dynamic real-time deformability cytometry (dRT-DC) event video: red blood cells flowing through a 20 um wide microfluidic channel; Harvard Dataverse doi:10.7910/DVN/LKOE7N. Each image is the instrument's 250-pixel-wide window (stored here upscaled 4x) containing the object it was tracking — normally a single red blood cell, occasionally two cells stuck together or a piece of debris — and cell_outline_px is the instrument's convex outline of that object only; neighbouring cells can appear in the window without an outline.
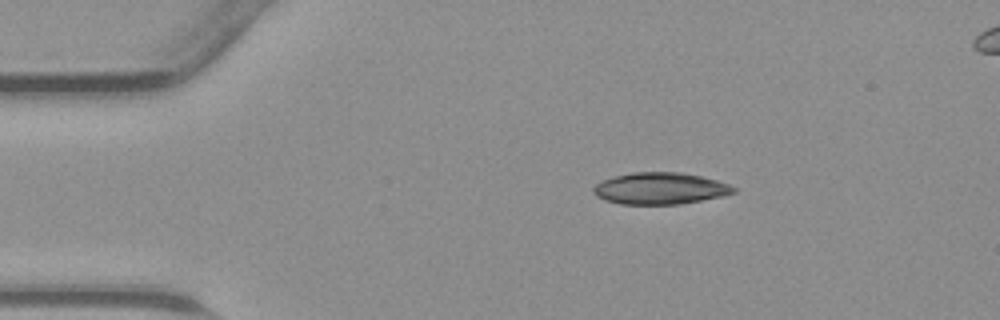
{"species": "common noctule bat (a hibernating species)", "species_latin": "Nyctalus noctula", "temperature_condition": "warm", "stored_images_in_passage": 39, "camera_frame_rate_fps": 3000, "um_per_image_px": 0.085, "animal": {"sex": "male", "body_mass_g": 23.1, "forearm_length_mm": 52.7}, "frame": {"image": 1, "passage_image": 1, "time_ms": 0.0, "image_size_px": [1000, 320], "cell_outline_px": [[736, 192], [720, 196], [680, 204], [620, 204], [604, 200], [596, 196], [592, 192], [592, 188], [600, 180], [632, 172], [680, 172], [700, 176], [716, 180], [728, 184], [736, 188]], "centroid_in_image_um": [56.05, 16.01], "position_along_channel_um": 28.9, "area_um2": 25.84}}
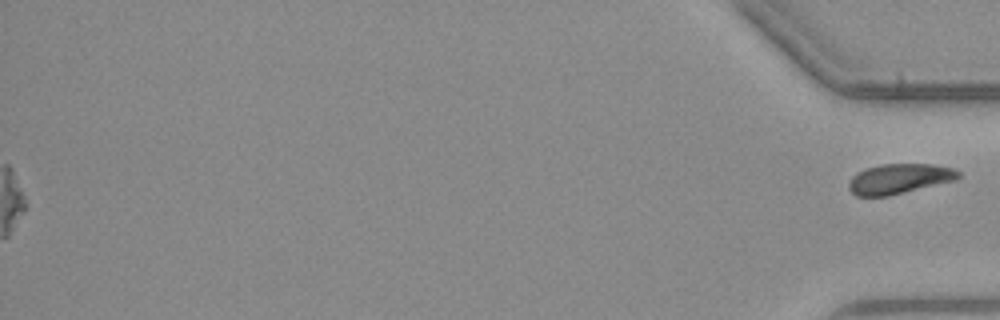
{"frame": {"image": 2, "passage_image": 39, "time_ms": 12.667, "image_size_px": [1000, 320], "cell_outline_px": [[960, 176], [956, 180], [888, 196], [856, 196], [848, 188], [848, 184], [852, 176], [856, 172], [864, 168], [880, 164], [932, 164], [952, 168], [960, 172]], "centroid_in_image_um": [76.41, 15.19], "position_along_channel_um": 358.8, "area_um2": 19.25}}